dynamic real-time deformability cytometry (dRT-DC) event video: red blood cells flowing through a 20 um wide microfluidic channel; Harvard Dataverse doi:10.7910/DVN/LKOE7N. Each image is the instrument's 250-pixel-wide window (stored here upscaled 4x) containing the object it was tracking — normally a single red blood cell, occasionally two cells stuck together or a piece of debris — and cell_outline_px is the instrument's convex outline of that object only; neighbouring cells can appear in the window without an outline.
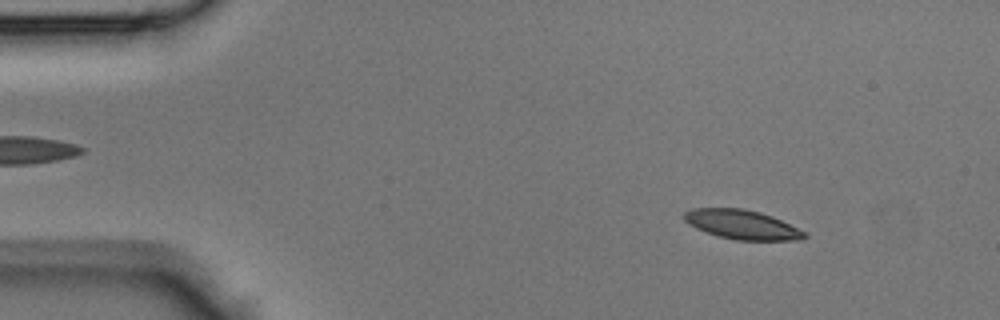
{"species": "Egyptian fruit bat (a non-hibernating species)", "species_latin": "Rousettus aegyptiacus", "temperature_condition": "room temperature", "stored_images_in_passage": 44, "camera_frame_rate_fps": 3000, "um_per_image_px": 0.085, "animal": {"sex": "male"}, "frame": {"image": 1, "passage_image": 5, "time_ms": 1.333, "image_size_px": [1000, 320], "cell_outline_px": [[808, 236], [804, 240], [736, 240], [720, 236], [696, 228], [688, 224], [684, 220], [684, 212], [692, 208], [744, 208], [760, 212], [772, 216], [808, 232]], "centroid_in_image_um": [63.12, 19.09], "position_along_channel_um": 21.9, "area_um2": 20.63}}
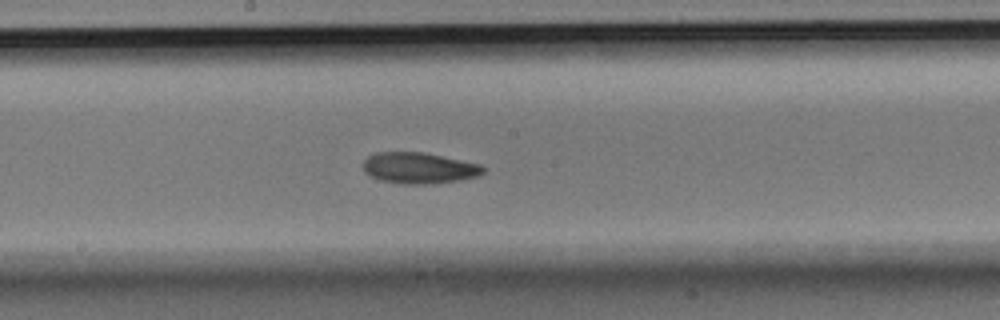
{"frame": {"image": 2, "passage_image": 23, "time_ms": 7.333, "image_size_px": [1000, 320], "cell_outline_px": [[484, 172], [476, 176], [460, 180], [428, 184], [400, 184], [380, 180], [364, 172], [364, 160], [368, 156], [376, 152], [424, 152], [480, 164], [484, 168]], "centroid_in_image_um": [35.6, 14.28], "position_along_channel_um": 212.6, "area_um2": 21.68}}
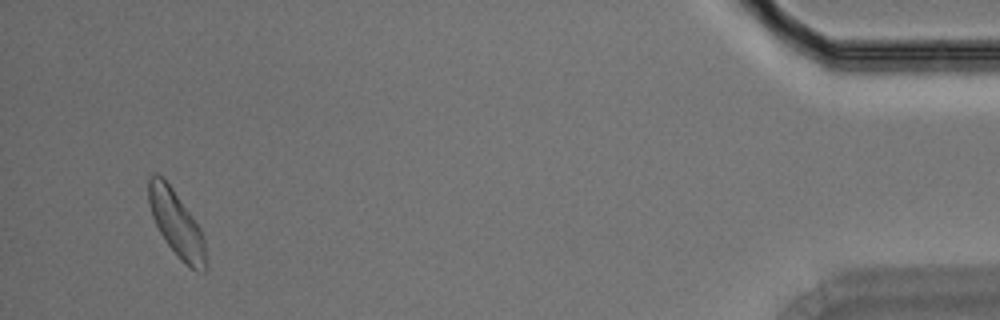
{"frame": {"image": 3, "passage_image": 42, "time_ms": 13.667, "image_size_px": [1000, 320], "cell_outline_px": [[204, 272], [196, 272], [168, 244], [160, 232], [152, 216], [148, 204], [148, 180], [156, 172], [164, 176], [200, 228], [204, 240]], "centroid_in_image_um": [14.95, 18.91], "position_along_channel_um": 420.3, "area_um2": 21.15}}